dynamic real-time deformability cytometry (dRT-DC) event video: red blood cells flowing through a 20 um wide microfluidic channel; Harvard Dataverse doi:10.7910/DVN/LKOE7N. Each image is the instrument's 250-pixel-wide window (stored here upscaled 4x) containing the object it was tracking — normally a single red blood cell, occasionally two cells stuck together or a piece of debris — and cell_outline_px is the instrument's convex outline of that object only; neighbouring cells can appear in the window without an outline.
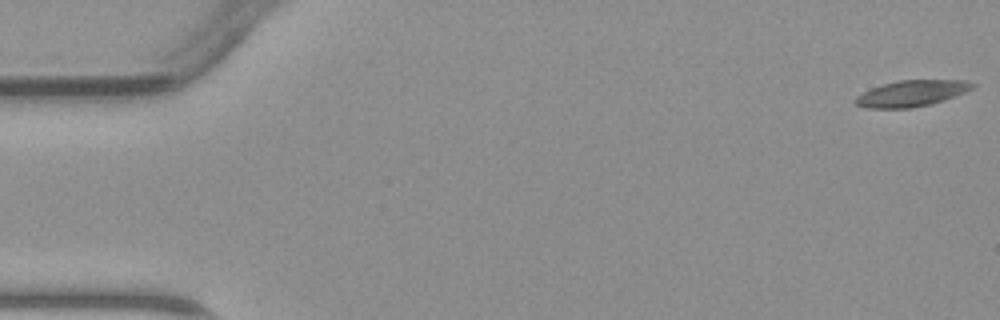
{"species": "common noctule bat (a hibernating species)", "species_latin": "Nyctalus noctula", "temperature_condition": "warm", "stored_images_in_passage": 47, "camera_frame_rate_fps": 3000, "um_per_image_px": 0.085, "animal": {"sex": "male", "body_mass_g": 23.1, "forearm_length_mm": 52.7}, "frame": {"image": 1, "passage_image": 1, "time_ms": 0.0, "image_size_px": [1000, 320], "cell_outline_px": [[976, 84], [972, 88], [956, 96], [932, 104], [912, 108], [868, 108], [856, 104], [852, 100], [856, 96], [872, 88], [884, 84], [900, 80], [968, 80]], "centroid_in_image_um": [77.5, 7.94], "position_along_channel_um": 7.5, "area_um2": 17.8}}
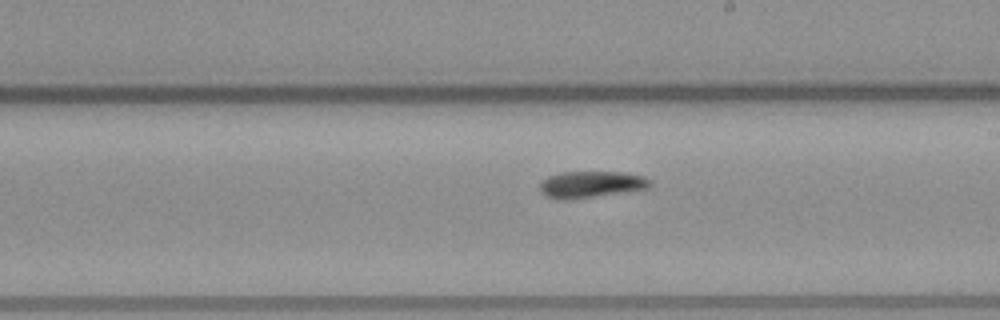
{"frame": {"image": 2, "passage_image": 27, "time_ms": 8.667, "image_size_px": [1000, 320], "cell_outline_px": [[652, 184], [648, 188], [628, 192], [568, 200], [556, 200], [544, 196], [540, 192], [540, 184], [548, 176], [560, 172], [620, 172], [644, 176], [652, 180]], "centroid_in_image_um": [50.24, 15.69], "position_along_channel_um": 238.8, "area_um2": 17.4}}
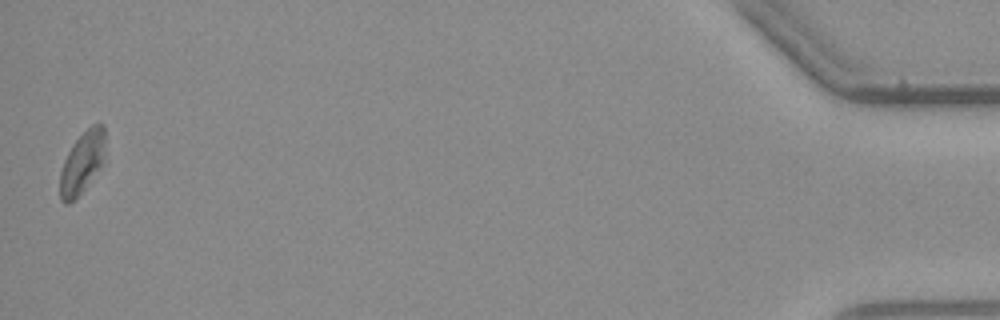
{"frame": {"image": 3, "passage_image": 47, "time_ms": 15.333, "image_size_px": [1000, 320], "cell_outline_px": [[104, 156], [100, 168], [84, 188], [68, 204], [64, 204], [60, 200], [60, 172], [64, 160], [72, 144], [92, 124], [100, 120], [104, 124]], "centroid_in_image_um": [6.98, 13.78], "position_along_channel_um": 428.2, "area_um2": 16.13}}